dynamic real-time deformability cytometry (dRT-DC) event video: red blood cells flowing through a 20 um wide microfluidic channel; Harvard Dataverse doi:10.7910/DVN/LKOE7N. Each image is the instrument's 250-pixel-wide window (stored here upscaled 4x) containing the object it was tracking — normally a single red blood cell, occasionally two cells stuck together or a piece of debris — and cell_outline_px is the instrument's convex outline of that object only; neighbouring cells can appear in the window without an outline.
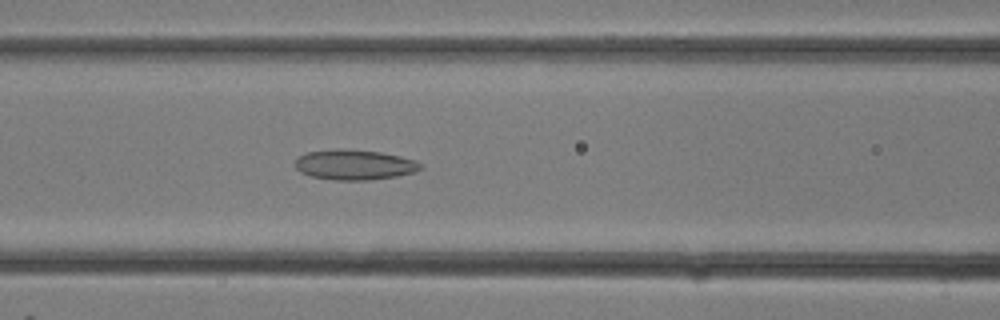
{"species": "common noctule bat (a hibernating species)", "species_latin": "Nyctalus noctula", "temperature_condition": "room temperature", "stored_images_in_passage": 11, "camera_frame_rate_fps": 3000, "um_per_image_px": 0.085, "animal": {"sex": "female"}, "frame": {"image": 1, "passage_image": 11, "time_ms": 3.333, "image_size_px": [1000, 320], "cell_outline_px": [[424, 168], [416, 172], [396, 176], [368, 180], [332, 180], [308, 176], [300, 172], [296, 168], [296, 160], [300, 156], [308, 152], [336, 148], [380, 152], [400, 156], [416, 160]], "centroid_in_image_um": [30.13, 14.01], "position_along_channel_um": 136.5, "area_um2": 22.14}}